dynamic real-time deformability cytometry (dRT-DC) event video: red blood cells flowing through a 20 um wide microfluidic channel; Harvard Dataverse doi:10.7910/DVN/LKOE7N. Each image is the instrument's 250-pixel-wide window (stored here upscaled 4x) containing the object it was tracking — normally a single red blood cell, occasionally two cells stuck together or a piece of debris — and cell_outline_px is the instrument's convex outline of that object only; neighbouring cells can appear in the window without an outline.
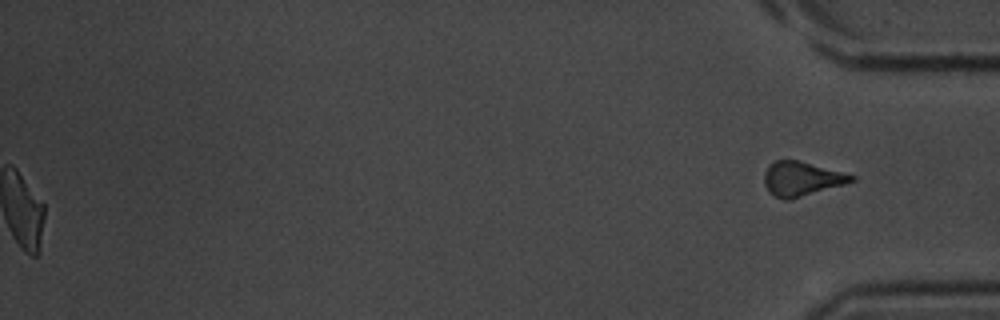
{"species": "common noctule bat (a hibernating species)", "species_latin": "Nyctalus noctula", "temperature_condition": "room temperature", "stored_images_in_passage": 33, "segment_of_instrument_passage": [2, 2], "camera_frame_rate_fps": 3000, "um_per_image_px": 0.085, "animal": {"sex": "male", "body_mass_g": 20.1, "forearm_length_mm": 53.5}, "frame": {"image": 1, "passage_image": 33, "time_ms": 10.667, "image_size_px": [1000, 320], "cell_outline_px": [[856, 180], [844, 184], [788, 200], [784, 200], [768, 192], [764, 184], [764, 172], [768, 164], [776, 160], [800, 160], [844, 172], [856, 176]], "centroid_in_image_um": [68.12, 15.18], "position_along_channel_um": 367.1, "area_um2": 17.51}}